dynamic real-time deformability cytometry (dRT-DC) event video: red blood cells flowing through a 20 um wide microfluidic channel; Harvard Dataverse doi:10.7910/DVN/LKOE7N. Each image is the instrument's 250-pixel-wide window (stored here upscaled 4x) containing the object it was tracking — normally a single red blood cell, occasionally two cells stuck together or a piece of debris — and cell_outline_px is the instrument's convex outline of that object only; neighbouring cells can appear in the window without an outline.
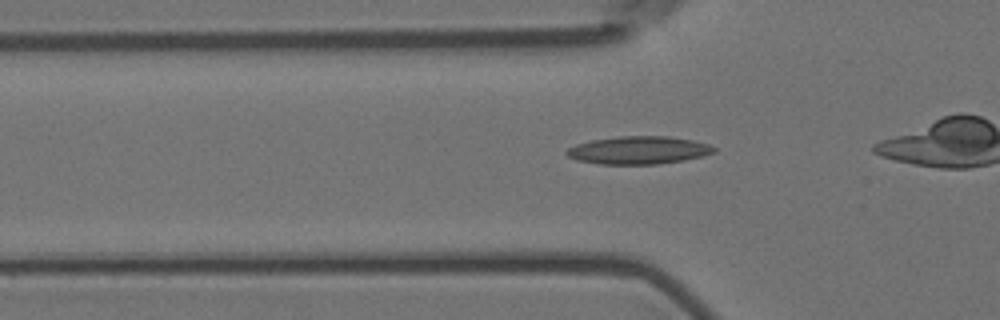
{"species": "Egyptian fruit bat (a non-hibernating species)", "species_latin": "Rousettus aegyptiacus", "temperature_condition": "room temperature", "stored_images_in_passage": 29, "camera_frame_rate_fps": 3000, "um_per_image_px": 0.085, "animal": {"sex": "female"}, "frame": {"image": 1, "passage_image": 3, "time_ms": 0.667, "image_size_px": [1000, 320], "cell_outline_px": [[716, 152], [704, 156], [684, 160], [656, 164], [600, 164], [576, 160], [568, 156], [564, 152], [568, 148], [576, 144], [592, 140], [620, 136], [668, 136], [692, 140], [708, 144], [716, 148]], "centroid_in_image_um": [54.28, 12.77], "position_along_channel_um": 71.5, "area_um2": 23.93}}
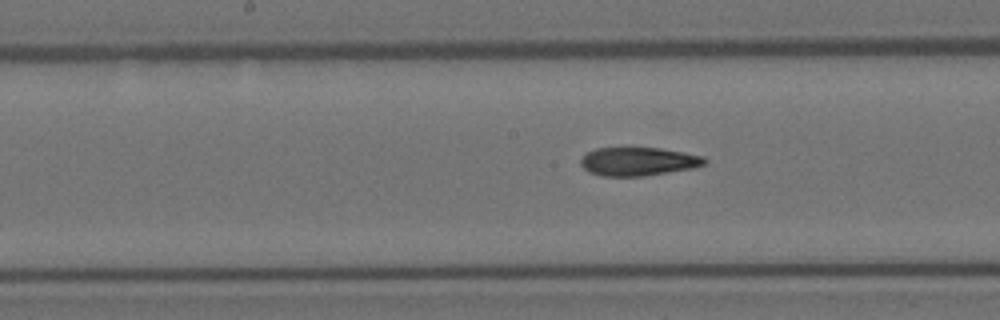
{"frame": {"image": 2, "passage_image": 13, "time_ms": 4.0, "image_size_px": [1000, 320], "cell_outline_px": [[708, 160], [704, 164], [696, 168], [644, 176], [600, 176], [588, 172], [580, 164], [580, 160], [588, 152], [596, 148], [660, 148], [704, 156]], "centroid_in_image_um": [54.27, 13.73], "position_along_channel_um": 193.9, "area_um2": 20.63}}
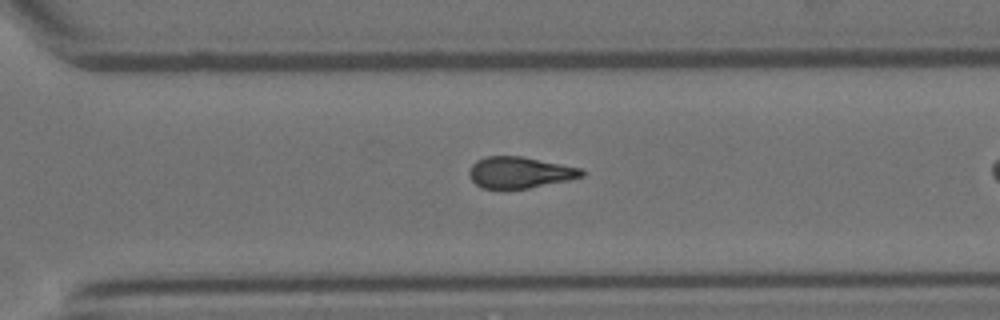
{"frame": {"image": 3, "passage_image": 24, "time_ms": 7.667, "image_size_px": [1000, 320], "cell_outline_px": [[584, 176], [568, 180], [528, 188], [484, 188], [476, 184], [468, 176], [468, 172], [472, 164], [476, 160], [484, 156], [520, 156], [580, 168], [584, 172]], "centroid_in_image_um": [44.13, 14.65], "position_along_channel_um": 326.5, "area_um2": 20.29}}